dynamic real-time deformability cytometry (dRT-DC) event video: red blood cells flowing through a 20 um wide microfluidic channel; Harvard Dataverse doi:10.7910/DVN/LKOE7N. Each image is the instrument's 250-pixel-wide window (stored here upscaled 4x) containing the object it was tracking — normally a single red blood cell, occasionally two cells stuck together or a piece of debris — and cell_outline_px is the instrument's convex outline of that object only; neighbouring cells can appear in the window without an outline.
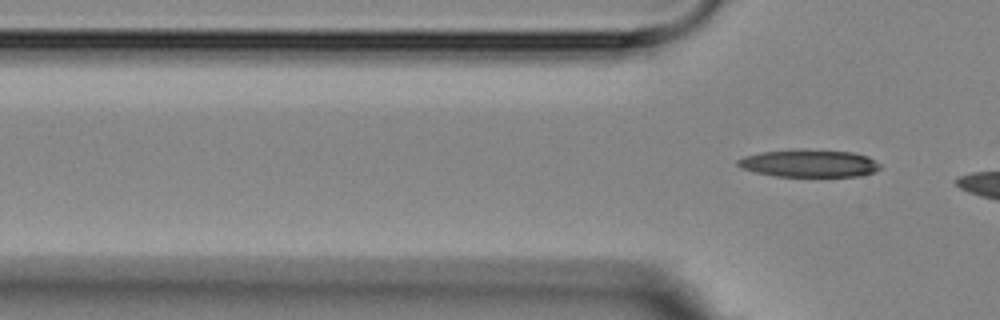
{"species": "Egyptian fruit bat (a non-hibernating species)", "species_latin": "Rousettus aegyptiacus", "temperature_condition": "room temperature", "stored_images_in_passage": 5, "camera_frame_rate_fps": 3000, "um_per_image_px": 0.085, "animal": {"sex": "female"}, "frame": {"image": 1, "passage_image": 5, "time_ms": 5.667, "image_size_px": [1000, 320], "cell_outline_px": [[880, 168], [876, 172], [860, 176], [776, 176], [756, 172], [740, 168], [736, 164], [736, 160], [744, 156], [760, 152], [800, 148], [804, 148], [852, 152], [868, 156], [880, 164]], "centroid_in_image_um": [68.76, 13.86], "position_along_channel_um": 57.0, "area_um2": 23.18}}